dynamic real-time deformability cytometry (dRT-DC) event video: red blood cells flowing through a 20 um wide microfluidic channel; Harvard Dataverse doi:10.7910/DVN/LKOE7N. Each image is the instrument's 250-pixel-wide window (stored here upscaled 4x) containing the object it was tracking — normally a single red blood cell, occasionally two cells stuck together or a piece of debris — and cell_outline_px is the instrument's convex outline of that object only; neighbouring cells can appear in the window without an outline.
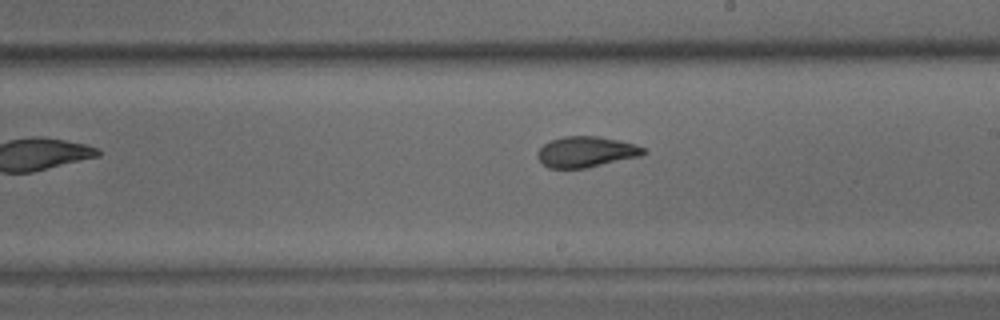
{"species": "common noctule bat (a hibernating species)", "species_latin": "Nyctalus noctula", "temperature_condition": "warm", "stored_images_in_passage": 17, "camera_frame_rate_fps": 3000, "um_per_image_px": 0.085, "animal": {"sex": "male", "body_mass_g": 15.6}, "frame": {"image": 1, "passage_image": 12, "time_ms": 3.667, "image_size_px": [1000, 320], "cell_outline_px": [[648, 152], [640, 156], [588, 168], [548, 168], [536, 156], [536, 152], [548, 140], [564, 136], [596, 136], [636, 144], [644, 148]], "centroid_in_image_um": [49.8, 12.91], "position_along_channel_um": 239.2, "area_um2": 19.07}}
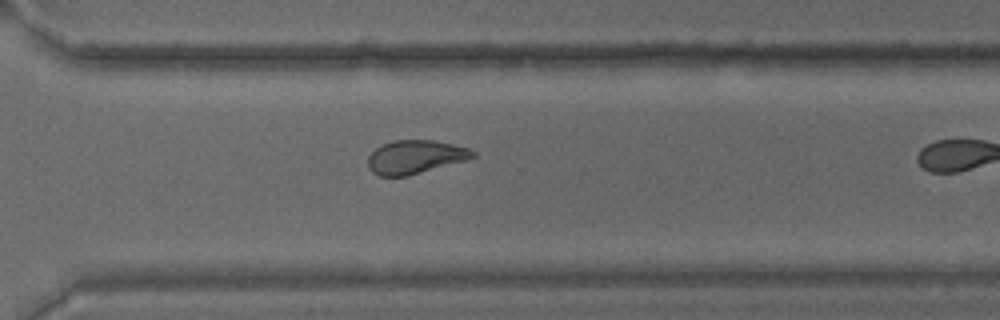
{"frame": {"image": 2, "passage_image": 16, "time_ms": 5.0, "image_size_px": [1000, 320], "cell_outline_px": [[476, 156], [464, 160], [408, 176], [380, 176], [372, 172], [368, 168], [368, 156], [376, 148], [392, 140], [432, 140], [452, 144], [468, 148], [476, 152]], "centroid_in_image_um": [35.26, 13.34], "position_along_channel_um": 335.3, "area_um2": 20.29}}